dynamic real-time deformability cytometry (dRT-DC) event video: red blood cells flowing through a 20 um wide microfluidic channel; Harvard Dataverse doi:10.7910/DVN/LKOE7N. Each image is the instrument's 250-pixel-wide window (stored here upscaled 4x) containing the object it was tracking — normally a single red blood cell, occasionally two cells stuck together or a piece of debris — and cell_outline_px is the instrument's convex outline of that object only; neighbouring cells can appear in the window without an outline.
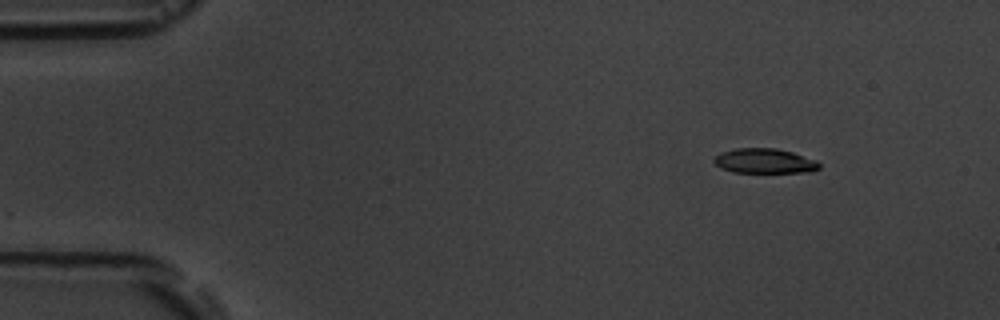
{"species": "common noctule bat (a hibernating species)", "species_latin": "Nyctalus noctula", "temperature_condition": "room temperature", "stored_images_in_passage": 4, "camera_frame_rate_fps": 3000, "um_per_image_px": 0.085, "animal": {"sex": "male", "body_mass_g": 19.5, "forearm_length_mm": 54.6}, "frame": {"image": 1, "passage_image": 1, "time_ms": 0.0, "image_size_px": [1000, 320], "cell_outline_px": [[820, 168], [812, 172], [732, 172], [720, 168], [712, 160], [720, 152], [736, 148], [776, 148], [792, 152], [816, 160], [820, 164]], "centroid_in_image_um": [64.98, 13.68], "position_along_channel_um": 20.0, "area_um2": 15.26}}
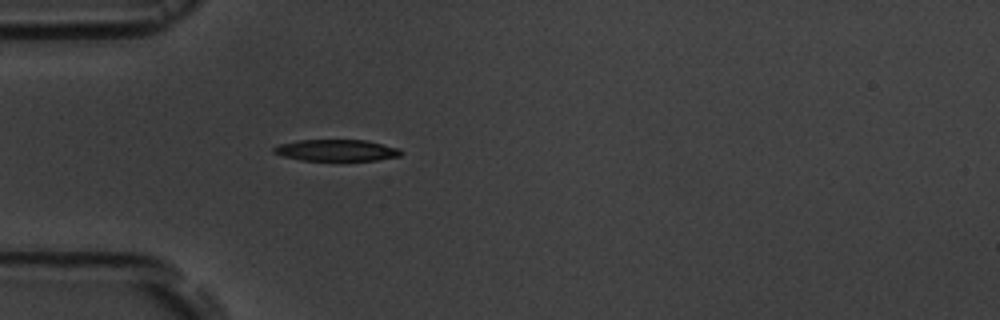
{"frame": {"image": 2, "passage_image": 4, "time_ms": 3.333, "image_size_px": [1000, 320], "cell_outline_px": [[404, 152], [400, 156], [376, 160], [300, 160], [284, 156], [272, 152], [272, 148], [280, 144], [300, 140], [364, 140], [400, 148]], "centroid_in_image_um": [28.62, 12.77], "position_along_channel_um": 56.4, "area_um2": 15.84}}